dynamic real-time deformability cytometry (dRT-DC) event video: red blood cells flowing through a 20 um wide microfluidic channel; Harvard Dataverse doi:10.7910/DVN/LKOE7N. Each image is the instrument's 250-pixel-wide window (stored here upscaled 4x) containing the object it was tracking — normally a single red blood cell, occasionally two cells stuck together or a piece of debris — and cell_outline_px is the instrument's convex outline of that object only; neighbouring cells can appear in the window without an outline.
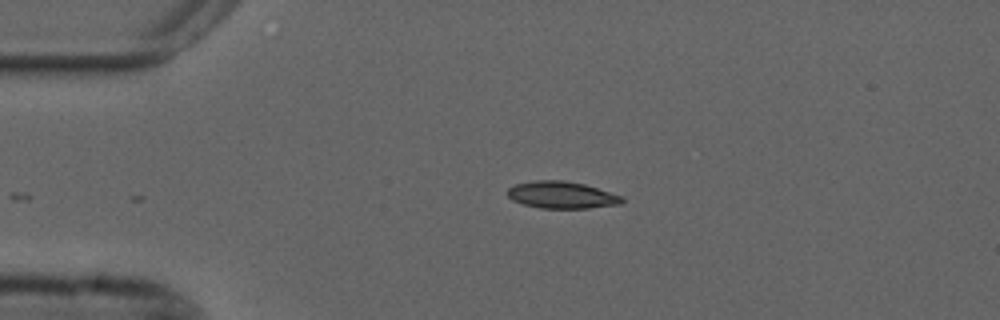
{"species": "common noctule bat (a hibernating species)", "species_latin": "Nyctalus noctula", "temperature_condition": "cold", "stored_images_in_passage": 37, "camera_frame_rate_fps": 3000, "um_per_image_px": 0.085, "animal": {"sex": "male", "forearm_length_mm": 52.5}, "frame": {"image": 1, "passage_image": 1, "time_ms": 0.0, "image_size_px": [1000, 320], "cell_outline_px": [[624, 200], [620, 204], [588, 208], [540, 208], [524, 204], [512, 200], [508, 196], [508, 188], [516, 184], [536, 180], [564, 180], [584, 184], [624, 196]], "centroid_in_image_um": [47.76, 16.57], "position_along_channel_um": 37.2, "area_um2": 17.98}}
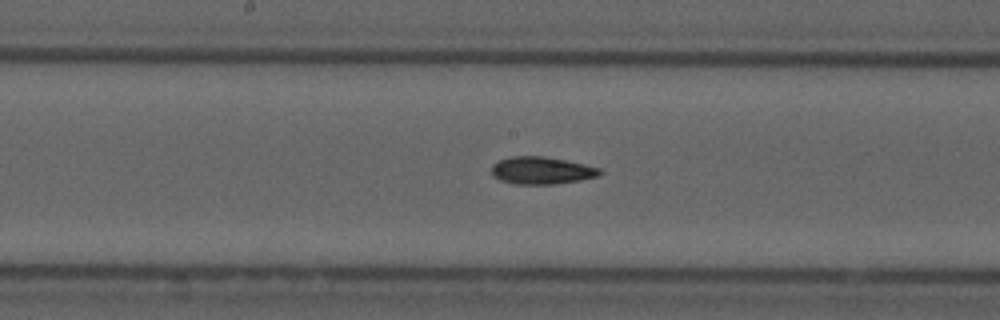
{"frame": {"image": 2, "passage_image": 17, "time_ms": 5.333, "image_size_px": [1000, 320], "cell_outline_px": [[604, 172], [600, 176], [580, 180], [556, 184], [516, 184], [500, 180], [492, 176], [492, 164], [500, 160], [512, 156], [544, 156], [584, 164], [600, 168]], "centroid_in_image_um": [46.06, 14.49], "position_along_channel_um": 202.1, "area_um2": 17.34}}
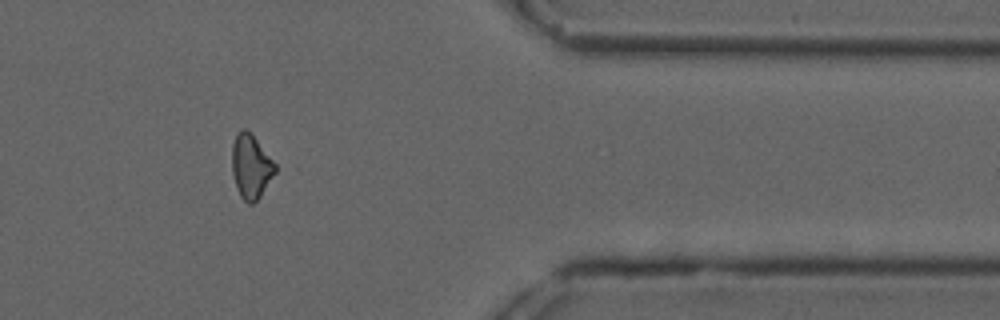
{"frame": {"image": 3, "passage_image": 34, "time_ms": 11.0, "image_size_px": [1000, 320], "cell_outline_px": [[276, 172], [260, 196], [252, 204], [248, 204], [240, 196], [236, 188], [232, 172], [232, 144], [236, 132], [240, 128], [244, 128], [256, 140], [276, 164]], "centroid_in_image_um": [21.3, 14.16], "position_along_channel_um": 390.1, "area_um2": 16.01}, "authors_computed_cell_mechanics": {"area_um2": 16.8198, "velocity_mm_per_s": 3.7094, "shape_relaxation_time_tau1_ms": 8.3372, "shape_relaxation_time_tau2_ms": null, "deformation_change_tau1": 0.1642, "deformation_change_tau2": null}}